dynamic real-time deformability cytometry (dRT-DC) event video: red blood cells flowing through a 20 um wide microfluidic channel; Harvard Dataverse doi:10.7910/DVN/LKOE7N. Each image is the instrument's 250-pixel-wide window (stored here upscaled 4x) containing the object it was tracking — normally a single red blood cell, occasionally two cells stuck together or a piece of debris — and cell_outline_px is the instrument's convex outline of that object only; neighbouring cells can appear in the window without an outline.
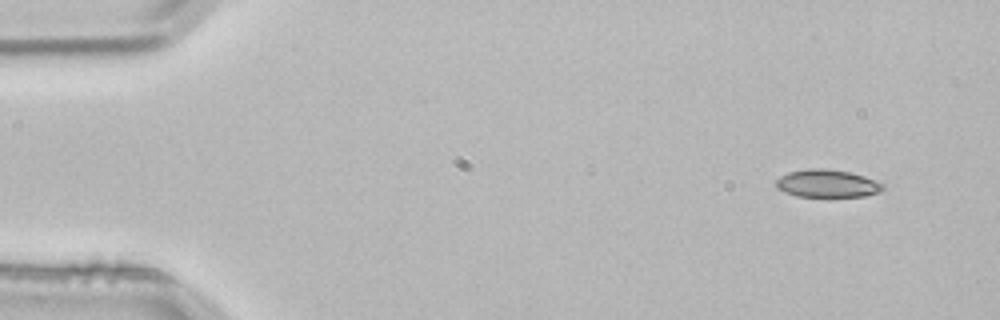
{"species": "common noctule bat (a hibernating species)", "species_latin": "Nyctalus noctula", "temperature_condition": "room temperature", "stored_images_in_passage": 3, "camera_frame_rate_fps": 3000, "um_per_image_px": 0.085, "animal": {"sex": "male", "body_mass_g": 21.5, "forearm_length_mm": 52.0}, "frame": {"image": 1, "passage_image": 1, "time_ms": 0.0, "image_size_px": [1000, 320], "cell_outline_px": [[884, 188], [876, 192], [864, 196], [828, 200], [796, 196], [784, 192], [776, 188], [776, 180], [780, 176], [788, 172], [808, 168], [824, 168], [848, 172], [864, 176], [884, 184]], "centroid_in_image_um": [70.27, 15.65], "position_along_channel_um": 14.7, "area_um2": 18.09}}
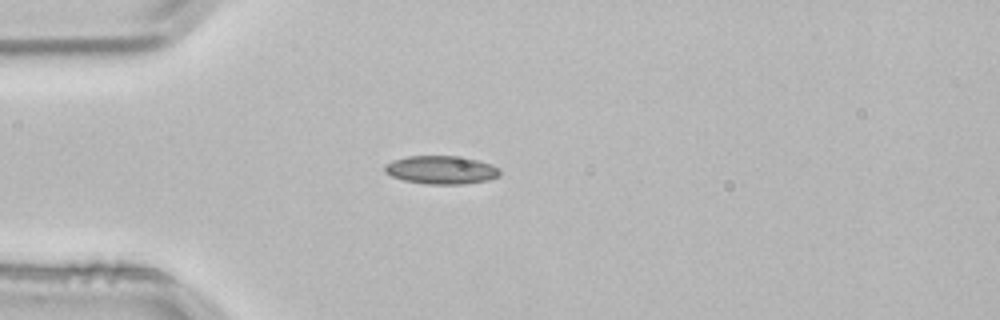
{"frame": {"image": 2, "passage_image": 3, "time_ms": 0.667, "image_size_px": [1000, 320], "cell_outline_px": [[500, 176], [488, 180], [464, 184], [428, 184], [404, 180], [392, 176], [384, 172], [384, 164], [392, 160], [408, 156], [456, 156], [476, 160], [488, 164], [496, 168], [500, 172]], "centroid_in_image_um": [37.45, 14.44], "position_along_channel_um": 47.6, "area_um2": 18.79}}